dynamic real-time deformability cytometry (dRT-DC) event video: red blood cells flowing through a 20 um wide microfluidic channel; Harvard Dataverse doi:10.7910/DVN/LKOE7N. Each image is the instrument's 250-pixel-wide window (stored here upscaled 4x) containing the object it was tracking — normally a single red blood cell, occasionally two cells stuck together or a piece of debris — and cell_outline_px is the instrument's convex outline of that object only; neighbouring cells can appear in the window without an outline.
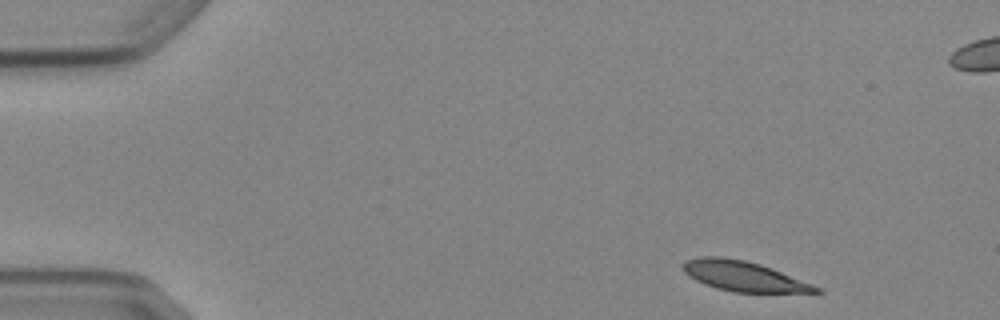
{"species": "Egyptian fruit bat (a non-hibernating species)", "species_latin": "Rousettus aegyptiacus", "temperature_condition": "cold", "stored_images_in_passage": 5, "camera_frame_rate_fps": 3000, "um_per_image_px": 0.085, "animal": {"sex": "female"}, "frame": {"image": 1, "passage_image": 1, "time_ms": 0.0, "image_size_px": [1000, 320], "cell_outline_px": [[824, 292], [732, 292], [716, 288], [704, 284], [688, 276], [680, 268], [680, 264], [684, 260], [700, 256], [720, 256], [744, 260], [760, 264], [772, 268], [812, 284], [820, 288]], "centroid_in_image_um": [63.12, 23.46], "position_along_channel_um": 21.9, "area_um2": 23.35}}
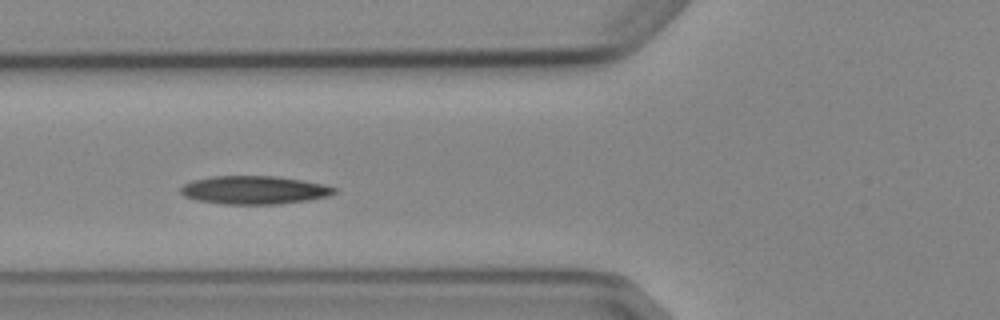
{"frame": {"image": 2, "passage_image": 5, "time_ms": 4.667, "image_size_px": [1000, 320], "cell_outline_px": [[336, 192], [328, 196], [308, 200], [276, 204], [224, 204], [196, 200], [184, 196], [180, 192], [180, 188], [184, 184], [192, 180], [212, 176], [276, 176], [304, 180], [336, 188]], "centroid_in_image_um": [21.57, 16.15], "position_along_channel_um": 104.2, "area_um2": 25.26}}